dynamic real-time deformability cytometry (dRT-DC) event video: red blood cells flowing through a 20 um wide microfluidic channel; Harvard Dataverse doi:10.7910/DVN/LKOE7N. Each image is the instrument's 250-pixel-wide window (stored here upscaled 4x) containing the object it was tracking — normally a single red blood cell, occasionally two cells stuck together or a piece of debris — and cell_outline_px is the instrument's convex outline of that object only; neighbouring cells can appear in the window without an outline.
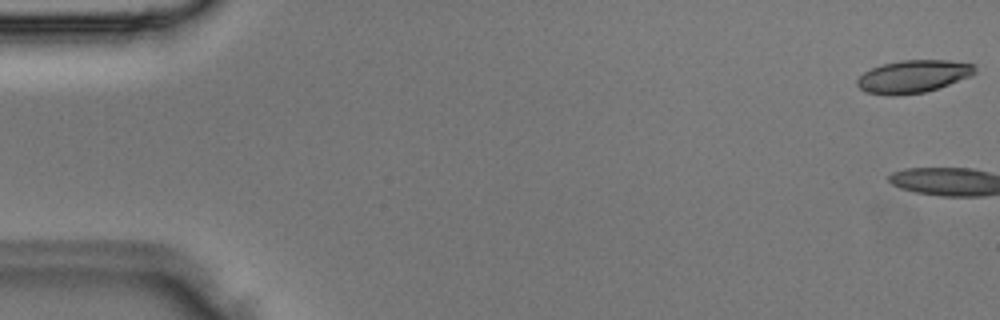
{"species": "Egyptian fruit bat (a non-hibernating species)", "species_latin": "Rousettus aegyptiacus", "temperature_condition": "room temperature", "stored_images_in_passage": 4, "camera_frame_rate_fps": 3000, "um_per_image_px": 0.085, "animal": {"sex": "male"}, "frame": {"image": 1, "passage_image": 4, "time_ms": 1.0, "image_size_px": [1000, 320], "cell_outline_px": [[976, 72], [972, 76], [924, 92], [892, 96], [888, 96], [864, 92], [856, 84], [856, 80], [864, 72], [872, 68], [884, 64], [900, 60], [948, 60], [976, 64]], "centroid_in_image_um": [77.62, 6.5], "position_along_channel_um": 7.4, "area_um2": 22.48}}